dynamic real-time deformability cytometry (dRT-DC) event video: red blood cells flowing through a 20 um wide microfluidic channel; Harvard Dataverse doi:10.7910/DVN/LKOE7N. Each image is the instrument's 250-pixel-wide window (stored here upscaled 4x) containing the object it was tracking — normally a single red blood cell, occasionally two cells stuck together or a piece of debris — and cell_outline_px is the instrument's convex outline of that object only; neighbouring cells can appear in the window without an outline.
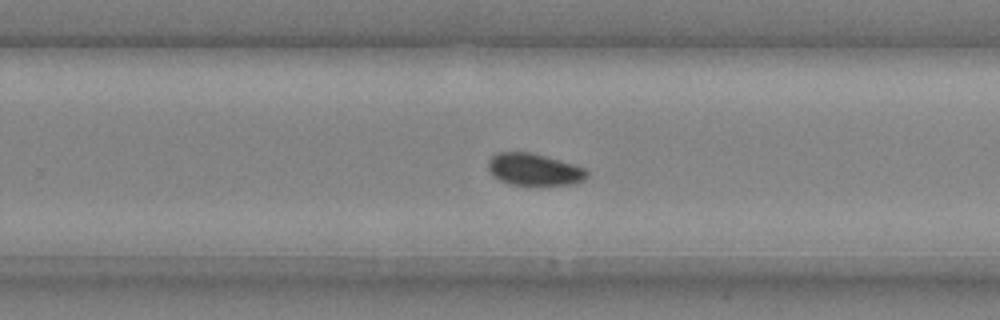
{"species": "common noctule bat (a hibernating species)", "species_latin": "Nyctalus noctula", "temperature_condition": "cold", "stored_images_in_passage": 27, "camera_frame_rate_fps": 3000, "um_per_image_px": 0.085, "animal": {"sex": "male", "body_mass_g": 20.4}, "frame": {"image": 1, "passage_image": 20, "time_ms": 6.333, "image_size_px": [1000, 320], "cell_outline_px": [[588, 176], [584, 180], [576, 184], [536, 188], [508, 184], [500, 180], [488, 168], [488, 160], [496, 152], [528, 152], [544, 156], [572, 164], [584, 168], [588, 172]], "centroid_in_image_um": [45.43, 14.47], "position_along_channel_um": 284.4, "area_um2": 19.02}}
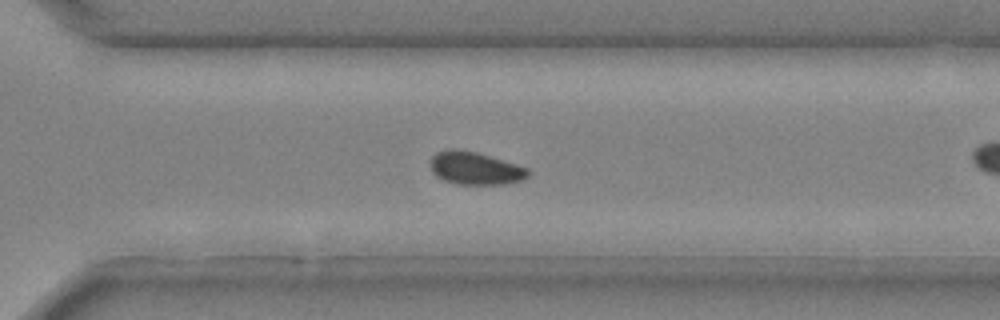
{"frame": {"image": 2, "passage_image": 23, "time_ms": 7.333, "image_size_px": [1000, 320], "cell_outline_px": [[532, 172], [524, 180], [508, 184], [456, 184], [444, 180], [436, 176], [432, 172], [432, 156], [436, 152], [452, 148], [456, 148], [476, 152], [516, 164], [528, 168]], "centroid_in_image_um": [40.43, 14.31], "position_along_channel_um": 330.2, "area_um2": 18.73}}